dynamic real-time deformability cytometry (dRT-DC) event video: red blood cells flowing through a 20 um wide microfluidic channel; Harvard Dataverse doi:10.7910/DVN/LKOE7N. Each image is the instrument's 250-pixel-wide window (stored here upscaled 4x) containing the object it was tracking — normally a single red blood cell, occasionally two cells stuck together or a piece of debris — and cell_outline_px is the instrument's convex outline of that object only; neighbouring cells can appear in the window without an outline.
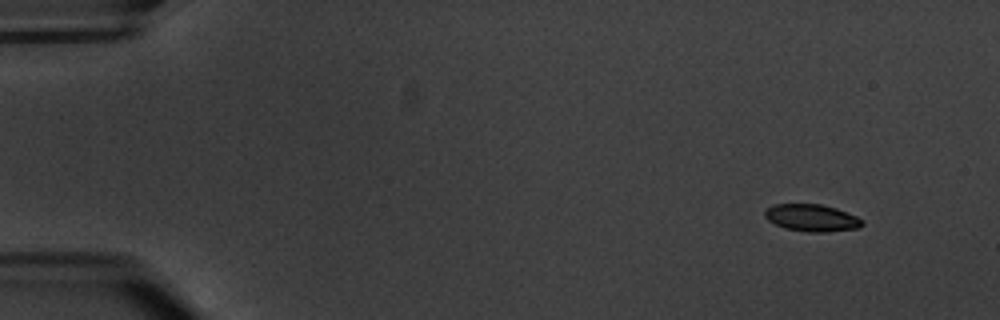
{"species": "common noctule bat (a hibernating species)", "species_latin": "Nyctalus noctula", "temperature_condition": "warm", "stored_images_in_passage": 10, "camera_frame_rate_fps": 3000, "um_per_image_px": 0.085, "animal": {"sex": "male", "body_mass_g": 20.1, "forearm_length_mm": 53.5}, "frame": {"image": 1, "passage_image": 1, "time_ms": 0.0, "image_size_px": [1000, 320], "cell_outline_px": [[864, 224], [860, 228], [824, 232], [808, 232], [784, 228], [768, 220], [764, 216], [764, 208], [772, 204], [820, 204], [836, 208], [856, 216], [864, 220]], "centroid_in_image_um": [68.99, 18.51], "position_along_channel_um": 16.0, "area_um2": 15.55}}
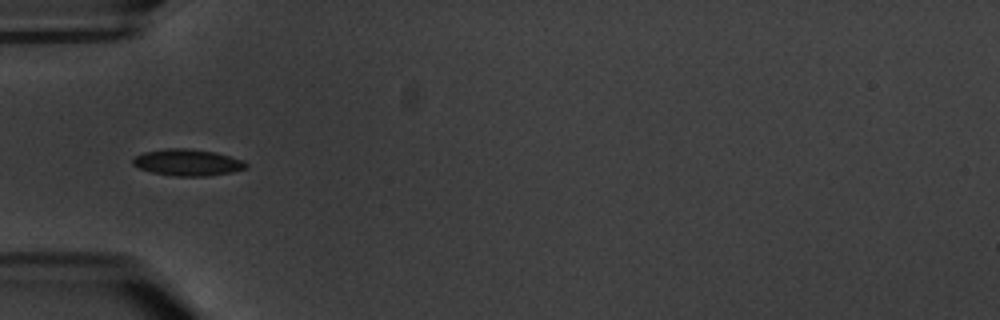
{"frame": {"image": 2, "passage_image": 5, "time_ms": 5.0, "image_size_px": [1000, 320], "cell_outline_px": [[248, 168], [232, 172], [208, 176], [176, 176], [152, 172], [140, 168], [132, 164], [132, 160], [136, 156], [144, 152], [164, 148], [188, 148], [216, 152], [244, 160], [248, 164]], "centroid_in_image_um": [15.98, 13.8], "position_along_channel_um": 69.0, "area_um2": 17.63}}